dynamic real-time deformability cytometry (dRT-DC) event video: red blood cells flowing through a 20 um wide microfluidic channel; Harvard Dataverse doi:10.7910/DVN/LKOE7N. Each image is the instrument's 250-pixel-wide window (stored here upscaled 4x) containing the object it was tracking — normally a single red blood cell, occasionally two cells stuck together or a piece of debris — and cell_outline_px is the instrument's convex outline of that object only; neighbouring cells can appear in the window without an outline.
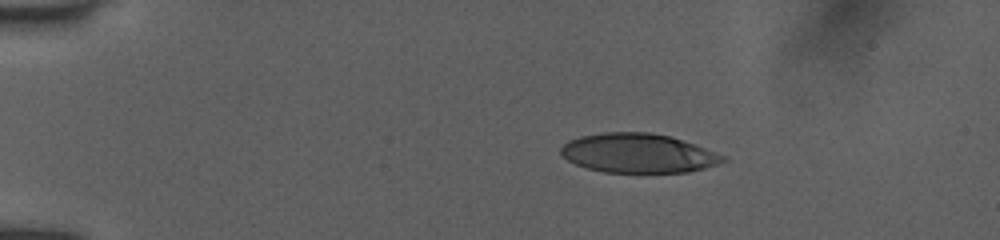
{"species": "human", "species_latin": "Homo sapiens", "temperature_condition": "room temperature", "stored_images_in_passage": 17, "camera_frame_rate_fps": 3000, "um_per_image_px": 0.085, "donor": {"sex": "female"}, "frame": {"image": 1, "passage_image": 1, "time_ms": 0.0, "image_size_px": [1000, 240], "cell_outline_px": [[728, 160], [704, 168], [688, 172], [604, 172], [588, 168], [576, 164], [568, 160], [560, 152], [560, 148], [568, 140], [580, 136], [604, 132], [648, 132], [668, 136], [704, 148], [724, 156]], "centroid_in_image_um": [54.2, 13.02], "position_along_channel_um": 30.8, "area_um2": 36.59}}
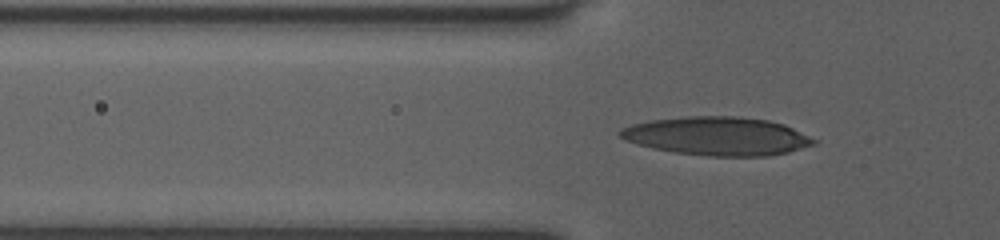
{"frame": {"image": 2, "passage_image": 11, "time_ms": 2.667, "image_size_px": [1000, 240], "cell_outline_px": [[820, 140], [816, 144], [788, 152], [768, 156], [708, 156], [672, 152], [652, 148], [636, 144], [624, 140], [620, 136], [620, 128], [632, 124], [652, 120], [688, 116], [732, 116], [768, 120], [784, 124]], "centroid_in_image_um": [60.99, 11.57], "position_along_channel_um": 64.8, "area_um2": 43.58}}
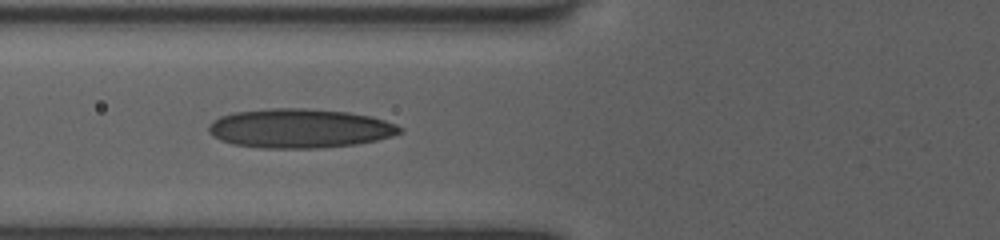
{"frame": {"image": 3, "passage_image": 16, "time_ms": 3.667, "image_size_px": [1000, 240], "cell_outline_px": [[404, 132], [392, 136], [376, 140], [356, 144], [316, 148], [260, 148], [232, 144], [220, 140], [212, 136], [208, 132], [208, 128], [212, 120], [220, 116], [236, 112], [268, 108], [308, 108], [348, 112], [372, 116], [396, 124], [404, 128]], "centroid_in_image_um": [25.48, 10.91], "position_along_channel_um": 100.3, "area_um2": 43.99}}